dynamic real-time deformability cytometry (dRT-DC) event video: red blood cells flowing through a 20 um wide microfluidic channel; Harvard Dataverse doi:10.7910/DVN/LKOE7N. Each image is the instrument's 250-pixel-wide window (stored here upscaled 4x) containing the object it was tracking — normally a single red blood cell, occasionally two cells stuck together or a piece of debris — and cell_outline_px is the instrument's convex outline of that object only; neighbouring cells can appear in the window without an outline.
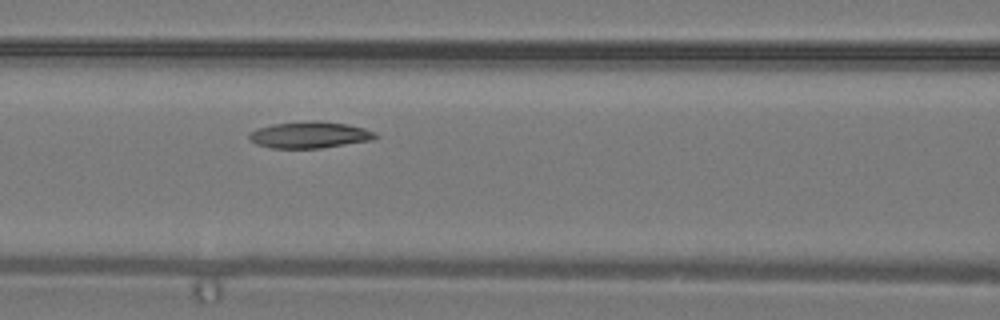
{"species": "common noctule bat (a hibernating species)", "species_latin": "Nyctalus noctula", "temperature_condition": "warm", "stored_images_in_passage": 4, "camera_frame_rate_fps": 3000, "um_per_image_px": 0.085, "animal": {"sex": "male", "body_mass_g": 19.2, "forearm_length_mm": 51.8}, "frame": {"image": 1, "passage_image": 4, "time_ms": 1.0, "image_size_px": [1000, 320], "cell_outline_px": [[380, 136], [372, 140], [320, 148], [272, 148], [256, 144], [248, 136], [248, 132], [256, 128], [272, 124], [308, 120], [320, 120], [348, 124], [364, 128], [376, 132]], "centroid_in_image_um": [26.33, 11.45], "position_along_channel_um": 140.3, "area_um2": 19.77}}